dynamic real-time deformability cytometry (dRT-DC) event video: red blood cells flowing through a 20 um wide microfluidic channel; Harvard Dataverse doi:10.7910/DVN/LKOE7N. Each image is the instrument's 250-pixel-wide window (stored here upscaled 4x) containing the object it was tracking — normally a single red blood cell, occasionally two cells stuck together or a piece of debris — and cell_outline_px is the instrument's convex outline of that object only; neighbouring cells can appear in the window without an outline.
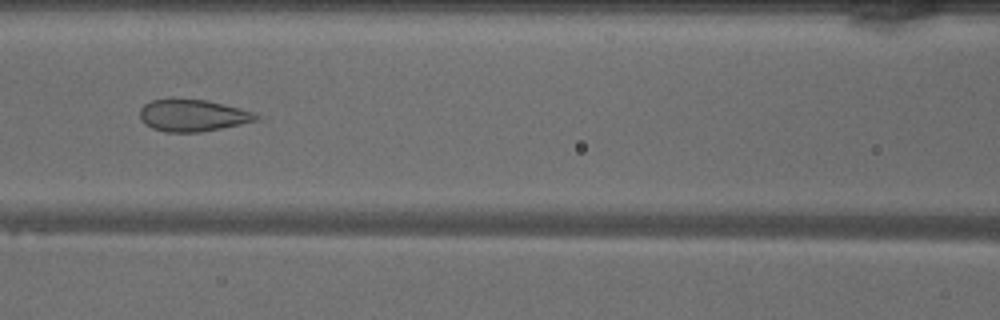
{"species": "common noctule bat (a hibernating species)", "species_latin": "Nyctalus noctula", "temperature_condition": "warm", "stored_images_in_passage": 41, "camera_frame_rate_fps": 3000, "um_per_image_px": 0.085, "animal": {"sex": "male", "body_mass_g": 18.8}, "frame": {"image": 1, "passage_image": 20, "time_ms": 6.333, "image_size_px": [1000, 320], "cell_outline_px": [[260, 120], [200, 132], [164, 132], [152, 128], [144, 124], [140, 120], [140, 108], [144, 104], [152, 100], [172, 96], [208, 100], [240, 108], [252, 112]], "centroid_in_image_um": [16.3, 9.77], "position_along_channel_um": 150.3, "area_um2": 22.14}}
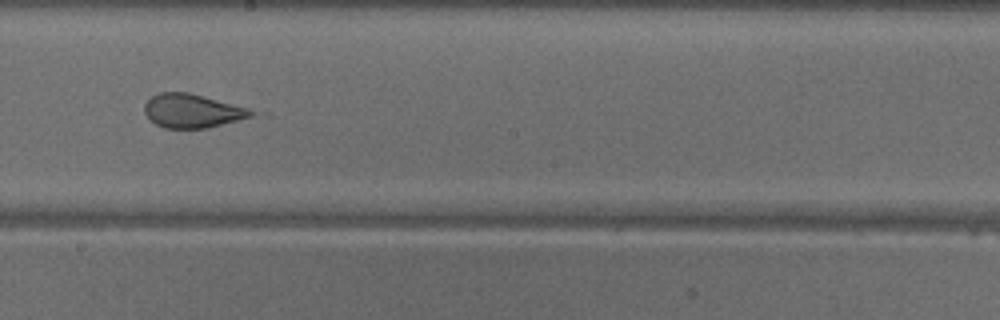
{"frame": {"image": 2, "passage_image": 26, "time_ms": 8.333, "image_size_px": [1000, 320], "cell_outline_px": [[256, 112], [252, 116], [208, 128], [164, 128], [148, 120], [144, 112], [144, 104], [152, 96], [160, 92], [188, 92], [248, 108]], "centroid_in_image_um": [16.29, 9.43], "position_along_channel_um": 231.9, "area_um2": 20.92}}
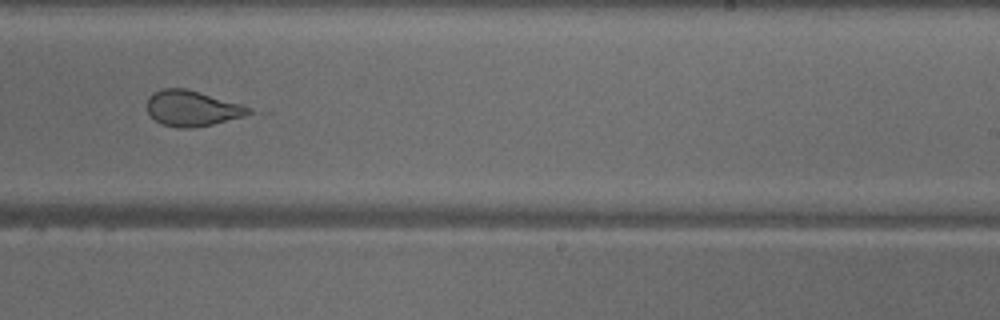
{"frame": {"image": 3, "passage_image": 29, "time_ms": 9.333, "image_size_px": [1000, 320], "cell_outline_px": [[252, 112], [244, 116], [212, 124], [192, 128], [176, 128], [160, 124], [148, 112], [148, 96], [152, 92], [160, 88], [184, 88], [200, 92], [240, 104], [252, 108]], "centroid_in_image_um": [16.29, 9.21], "position_along_channel_um": 272.7, "area_um2": 21.04}, "authors_computed_cell_mechanics": {"area_um2": 23.8714, "velocity_mm_per_s": 4.0871, "shape_relaxation_time_tau1_ms": null, "shape_relaxation_time_tau2_ms": 0.7533, "deformation_change_tau1": null, "deformation_change_tau2": 0.0748}}